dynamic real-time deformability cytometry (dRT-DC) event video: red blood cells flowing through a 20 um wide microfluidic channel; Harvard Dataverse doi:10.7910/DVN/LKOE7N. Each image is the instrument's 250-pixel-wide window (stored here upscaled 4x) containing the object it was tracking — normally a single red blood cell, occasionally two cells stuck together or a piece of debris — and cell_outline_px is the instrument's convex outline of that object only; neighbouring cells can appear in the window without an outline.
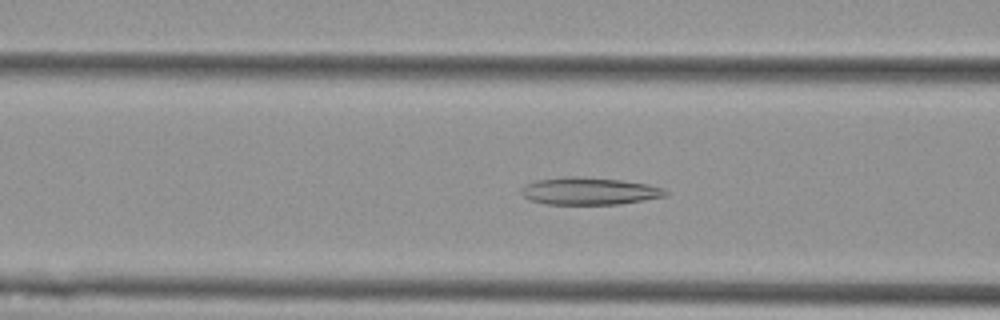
{"species": "Egyptian fruit bat (a non-hibernating species)", "species_latin": "Rousettus aegyptiacus", "temperature_condition": "cold", "stored_images_in_passage": 55, "camera_frame_rate_fps": 3000, "um_per_image_px": 0.085, "animal": {"sex": "female"}, "frame": {"image": 1, "passage_image": 21, "time_ms": 6.667, "image_size_px": [1000, 320], "cell_outline_px": [[668, 196], [620, 204], [544, 204], [528, 200], [520, 192], [524, 184], [536, 180], [568, 176], [580, 176], [620, 180], [648, 184], [664, 188], [668, 192]], "centroid_in_image_um": [50.08, 16.24], "position_along_channel_um": 116.5, "area_um2": 23.18}}
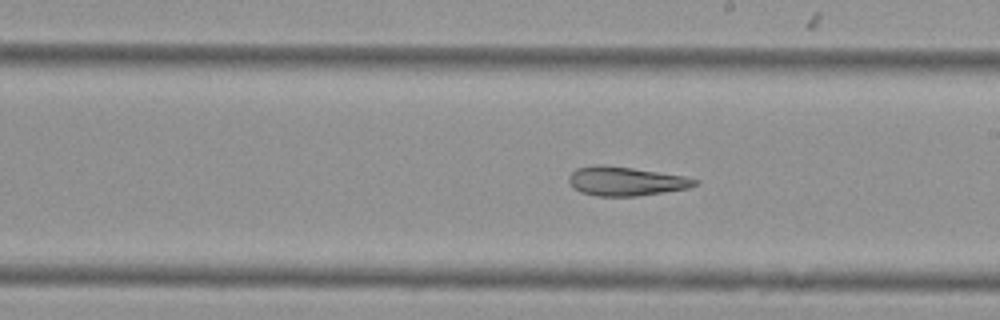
{"frame": {"image": 2, "passage_image": 31, "time_ms": 10.0, "image_size_px": [1000, 320], "cell_outline_px": [[696, 184], [688, 188], [636, 196], [596, 196], [580, 192], [572, 188], [568, 180], [568, 176], [576, 168], [592, 164], [600, 164], [632, 168], [684, 176], [696, 180]], "centroid_in_image_um": [53.09, 15.4], "position_along_channel_um": 235.9, "area_um2": 21.21}}
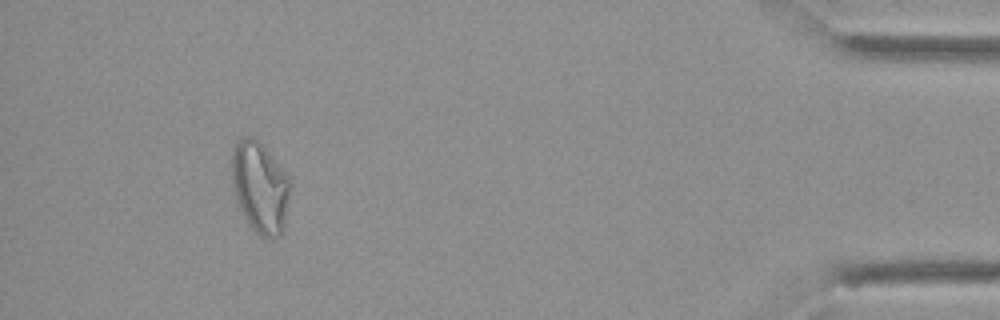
{"frame": {"image": 3, "passage_image": 51, "time_ms": 16.667, "image_size_px": [1000, 320], "cell_outline_px": [[288, 196], [284, 228], [280, 236], [260, 236], [252, 228], [244, 216], [240, 208], [232, 184], [232, 152], [236, 140], [244, 136], [252, 136], [264, 148], [284, 172], [288, 180]], "centroid_in_image_um": [22.06, 15.91], "position_along_channel_um": 413.1, "area_um2": 30.06}, "authors_computed_cell_mechanics": {"area_um2": 26.3568, "velocity_mm_per_s": 3.5913, "shape_relaxation_time_tau1_ms": null, "shape_relaxation_time_tau2_ms": 3.1965, "deformation_change_tau1": null, "deformation_change_tau2": 0.1173}}